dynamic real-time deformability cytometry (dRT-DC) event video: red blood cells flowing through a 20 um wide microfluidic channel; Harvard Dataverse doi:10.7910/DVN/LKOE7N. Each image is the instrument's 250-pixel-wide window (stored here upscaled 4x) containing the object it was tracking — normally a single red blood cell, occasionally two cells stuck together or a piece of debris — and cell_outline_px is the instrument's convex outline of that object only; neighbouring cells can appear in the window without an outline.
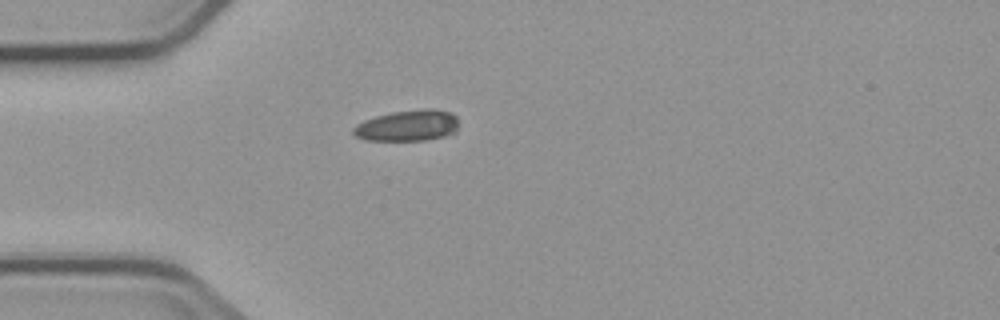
{"species": "common noctule bat (a hibernating species)", "species_latin": "Nyctalus noctula", "temperature_condition": "cold", "stored_images_in_passage": 2, "camera_frame_rate_fps": 3000, "um_per_image_px": 0.085, "animal": {"sex": "male", "body_mass_g": 23.1, "forearm_length_mm": 52.7}, "frame": {"image": 1, "passage_image": 1, "time_ms": 0.0, "image_size_px": [1000, 320], "cell_outline_px": [[456, 132], [444, 136], [424, 140], [368, 140], [356, 136], [352, 132], [352, 128], [356, 124], [364, 120], [376, 116], [392, 112], [424, 108], [436, 108], [452, 112], [456, 116]], "centroid_in_image_um": [34.65, 10.66], "position_along_channel_um": 50.3, "area_um2": 19.13}}